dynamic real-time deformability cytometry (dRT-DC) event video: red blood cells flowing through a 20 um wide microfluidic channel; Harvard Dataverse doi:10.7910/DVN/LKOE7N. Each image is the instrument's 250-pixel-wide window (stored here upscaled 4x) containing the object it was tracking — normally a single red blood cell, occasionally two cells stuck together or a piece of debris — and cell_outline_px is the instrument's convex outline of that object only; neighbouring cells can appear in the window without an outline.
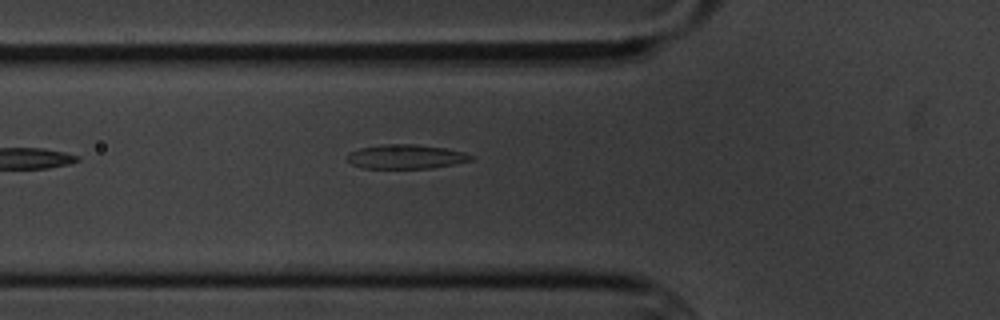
{"species": "common noctule bat (a hibernating species)", "species_latin": "Nyctalus noctula", "temperature_condition": "cold", "stored_images_in_passage": 8, "camera_frame_rate_fps": 3000, "um_per_image_px": 0.085, "animal": {"sex": "male", "body_mass_g": 20.1, "forearm_length_mm": 53.5}, "frame": {"image": 1, "passage_image": 8, "time_ms": 9.0, "image_size_px": [1000, 320], "cell_outline_px": [[476, 160], [432, 168], [360, 168], [352, 164], [348, 160], [348, 152], [360, 148], [384, 144], [416, 144], [444, 148], [464, 152], [476, 156]], "centroid_in_image_um": [34.55, 13.32], "position_along_channel_um": 91.2, "area_um2": 17.63}}